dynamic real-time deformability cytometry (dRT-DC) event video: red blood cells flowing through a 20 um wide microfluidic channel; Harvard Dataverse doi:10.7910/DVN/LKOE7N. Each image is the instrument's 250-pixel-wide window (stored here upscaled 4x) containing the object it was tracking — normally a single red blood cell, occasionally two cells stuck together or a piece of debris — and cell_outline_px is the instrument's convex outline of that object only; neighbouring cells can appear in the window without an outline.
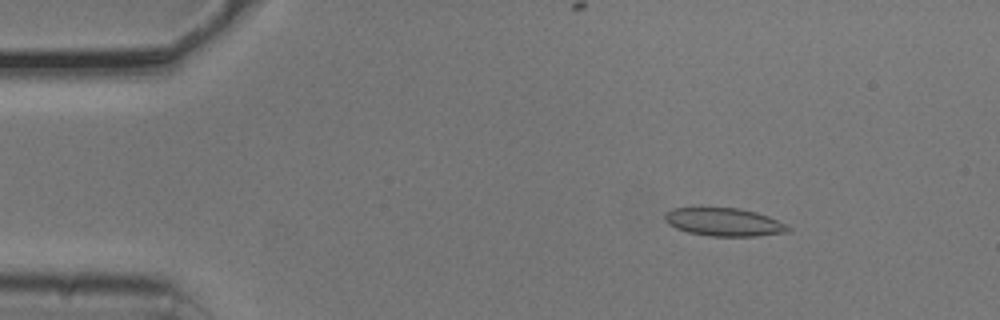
{"species": "common noctule bat (a hibernating species)", "species_latin": "Nyctalus noctula", "temperature_condition": "cold", "stored_images_in_passage": 49, "camera_frame_rate_fps": 3000, "um_per_image_px": 0.085, "animal": {"sex": "male", "body_mass_g": 20.5, "forearm_length_mm": 52.5}, "frame": {"image": 1, "passage_image": 2, "time_ms": 0.333, "image_size_px": [1000, 320], "cell_outline_px": [[792, 232], [756, 236], [712, 236], [688, 232], [676, 228], [668, 224], [664, 220], [664, 216], [672, 208], [740, 208], [756, 212], [768, 216], [788, 224], [792, 228]], "centroid_in_image_um": [61.61, 18.88], "position_along_channel_um": 23.4, "area_um2": 20.29}}
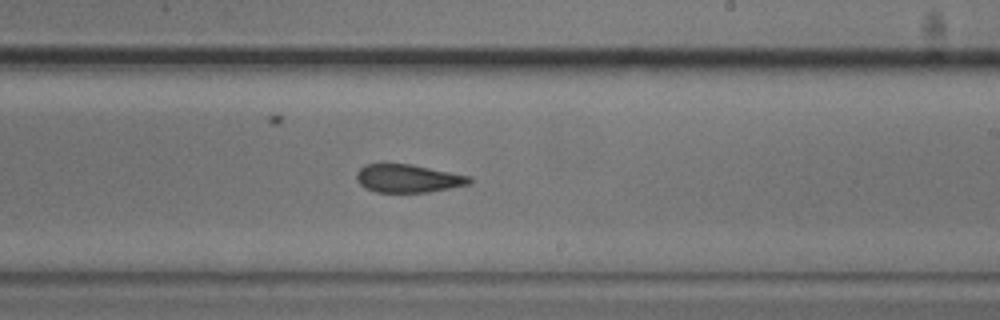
{"frame": {"image": 2, "passage_image": 26, "time_ms": 8.333, "image_size_px": [1000, 320], "cell_outline_px": [[472, 184], [428, 192], [376, 192], [364, 188], [356, 180], [356, 172], [364, 164], [380, 160], [384, 160], [412, 164], [472, 176]], "centroid_in_image_um": [34.63, 15.11], "position_along_channel_um": 254.4, "area_um2": 19.48}}
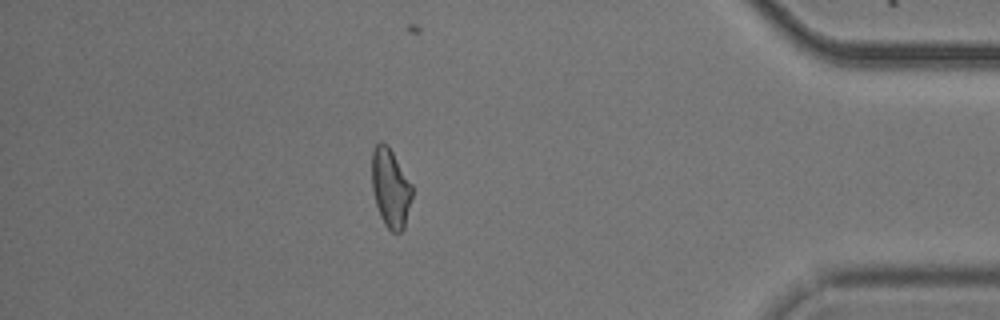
{"frame": {"image": 3, "passage_image": 41, "time_ms": 13.333, "image_size_px": [1000, 320], "cell_outline_px": [[412, 196], [404, 228], [400, 232], [392, 232], [384, 224], [380, 216], [376, 204], [372, 188], [372, 152], [376, 144], [380, 140], [388, 144], [412, 184]], "centroid_in_image_um": [33.19, 15.95], "position_along_channel_um": 402.0, "area_um2": 18.55}, "authors_computed_cell_mechanics": {"area_um2": 19.5364, "velocity_mm_per_s": 3.768, "shape_relaxation_time_tau1_ms": 4.7379, "shape_relaxation_time_tau2_ms": 2.507, "deformation_change_tau1": 0.1297, "deformation_change_tau2": 0.1106}}